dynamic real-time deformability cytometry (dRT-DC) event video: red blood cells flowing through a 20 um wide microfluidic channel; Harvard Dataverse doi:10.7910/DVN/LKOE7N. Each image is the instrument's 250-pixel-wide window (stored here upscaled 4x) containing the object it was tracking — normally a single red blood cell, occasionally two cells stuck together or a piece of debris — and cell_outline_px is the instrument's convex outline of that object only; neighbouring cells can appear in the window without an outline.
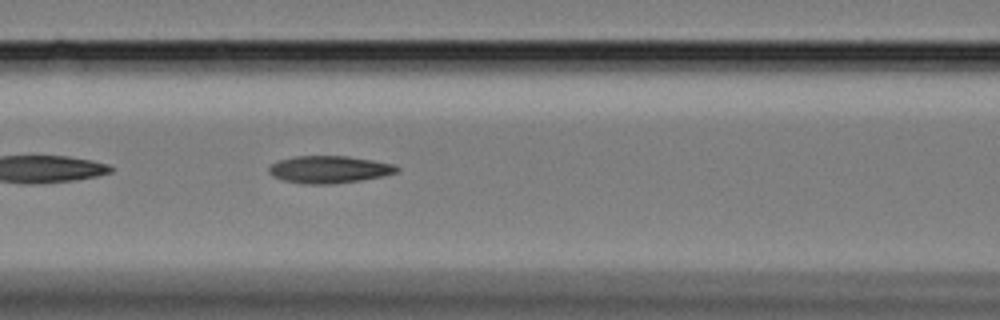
{"species": "Egyptian fruit bat (a non-hibernating species)", "species_latin": "Rousettus aegyptiacus", "temperature_condition": "cold", "stored_images_in_passage": 35, "camera_frame_rate_fps": 3000, "um_per_image_px": 0.085, "animal": {"sex": "female"}, "frame": {"image": 1, "passage_image": 8, "time_ms": 2.333, "image_size_px": [1000, 320], "cell_outline_px": [[400, 168], [396, 172], [384, 176], [360, 180], [332, 184], [304, 184], [284, 180], [272, 176], [268, 172], [268, 168], [272, 164], [280, 160], [296, 156], [348, 156], [396, 164]], "centroid_in_image_um": [28.0, 14.4], "position_along_channel_um": 138.6, "area_um2": 20.35}}
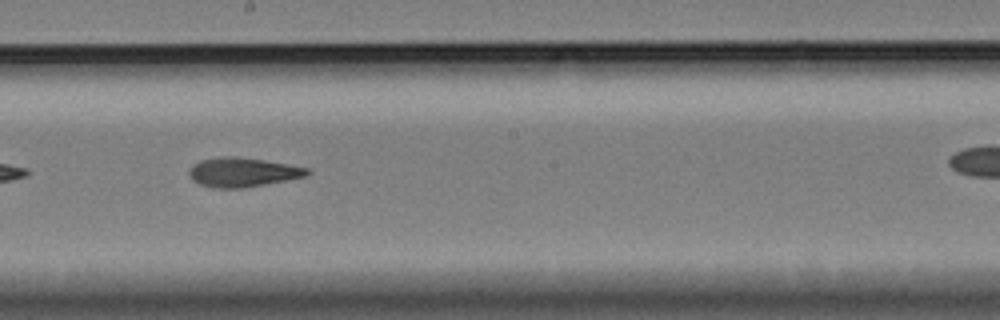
{"frame": {"image": 2, "passage_image": 16, "time_ms": 5.0, "image_size_px": [1000, 320], "cell_outline_px": [[312, 172], [308, 176], [264, 184], [240, 188], [216, 188], [200, 184], [192, 180], [188, 172], [192, 164], [200, 160], [220, 156], [236, 156], [264, 160], [288, 164], [308, 168]], "centroid_in_image_um": [20.62, 14.63], "position_along_channel_um": 227.6, "area_um2": 20.17}}
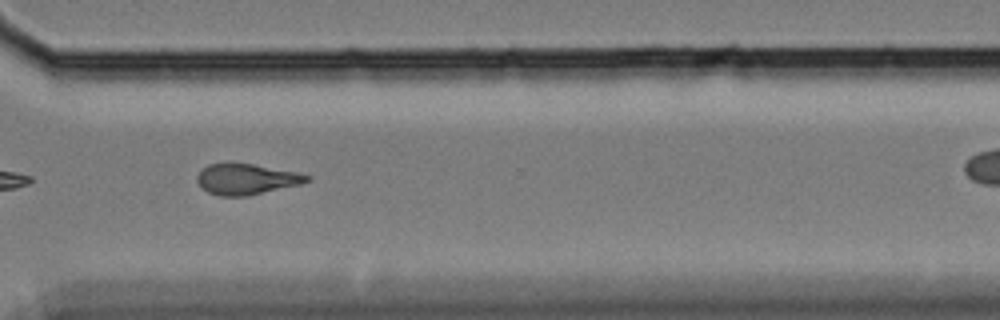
{"frame": {"image": 3, "passage_image": 27, "time_ms": 8.667, "image_size_px": [1000, 320], "cell_outline_px": [[312, 180], [300, 184], [248, 196], [220, 196], [208, 192], [196, 180], [196, 176], [208, 164], [252, 164], [296, 172], [312, 176]], "centroid_in_image_um": [20.98, 15.24], "position_along_channel_um": 349.6, "area_um2": 19.36}, "authors_computed_cell_mechanics": {"area_um2": 19.8832, "velocity_mm_per_s": 3.3382, "shape_relaxation_time_tau1_ms": null, "shape_relaxation_time_tau2_ms": 4.8868, "deformation_change_tau1": null, "deformation_change_tau2": 0.136}}